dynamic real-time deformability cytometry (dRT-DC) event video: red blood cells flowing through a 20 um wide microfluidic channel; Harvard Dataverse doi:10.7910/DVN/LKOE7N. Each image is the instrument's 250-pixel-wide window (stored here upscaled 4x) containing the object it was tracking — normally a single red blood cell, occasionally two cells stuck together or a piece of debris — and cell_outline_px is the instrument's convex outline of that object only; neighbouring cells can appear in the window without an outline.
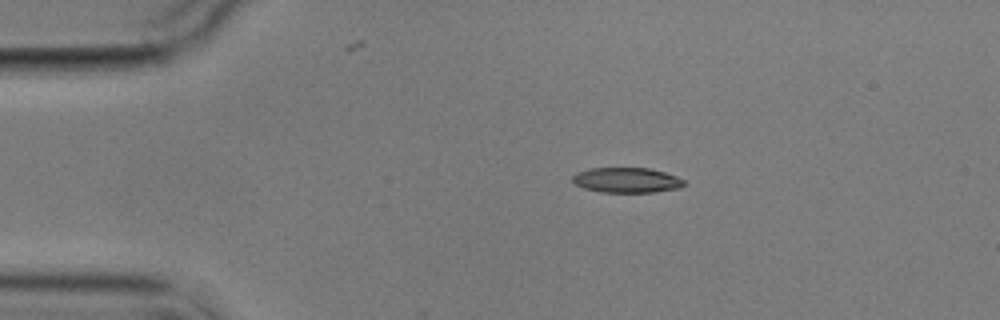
{"species": "common noctule bat (a hibernating species)", "species_latin": "Nyctalus noctula", "temperature_condition": "cold", "stored_images_in_passage": 5, "camera_frame_rate_fps": 3000, "um_per_image_px": 0.085, "animal": {"sex": "male", "body_mass_g": 17.9}, "frame": {"image": 1, "passage_image": 2, "time_ms": 1.333, "image_size_px": [1000, 320], "cell_outline_px": [[688, 184], [680, 188], [652, 192], [600, 192], [584, 188], [576, 184], [572, 180], [572, 176], [576, 172], [588, 168], [648, 168], [664, 172], [676, 176], [684, 180]], "centroid_in_image_um": [53.27, 15.31], "position_along_channel_um": 31.7, "area_um2": 16.42}}
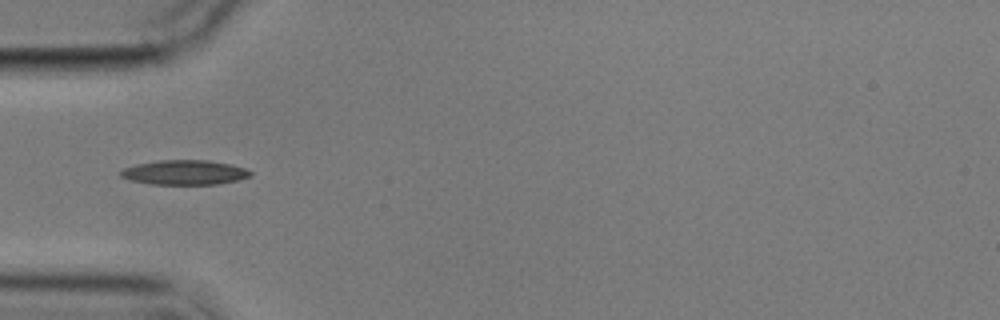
{"frame": {"image": 2, "passage_image": 4, "time_ms": 3.667, "image_size_px": [1000, 320], "cell_outline_px": [[252, 176], [220, 184], [148, 184], [132, 180], [120, 176], [120, 172], [124, 168], [136, 164], [160, 160], [208, 160], [228, 164], [244, 168], [252, 172]], "centroid_in_image_um": [15.68, 14.66], "position_along_channel_um": 69.3, "area_um2": 18.5}}
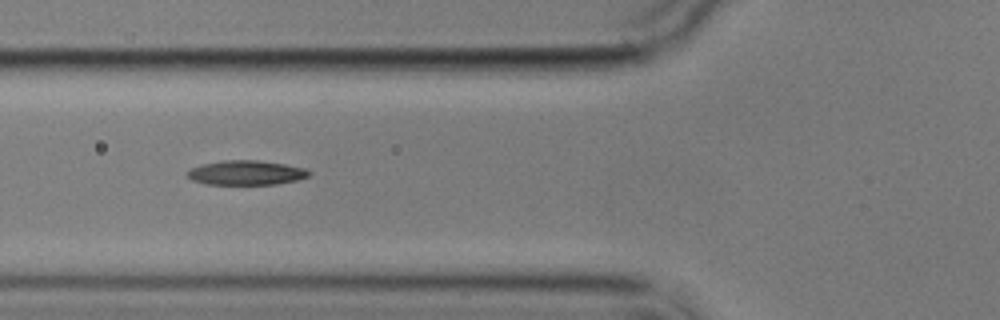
{"frame": {"image": 3, "passage_image": 5, "time_ms": 4.667, "image_size_px": [1000, 320], "cell_outline_px": [[312, 172], [308, 176], [296, 180], [276, 184], [204, 184], [192, 180], [188, 176], [188, 172], [192, 168], [200, 164], [224, 160], [256, 160], [284, 164], [308, 168]], "centroid_in_image_um": [20.95, 14.68], "position_along_channel_um": 104.9, "area_um2": 17.34}}